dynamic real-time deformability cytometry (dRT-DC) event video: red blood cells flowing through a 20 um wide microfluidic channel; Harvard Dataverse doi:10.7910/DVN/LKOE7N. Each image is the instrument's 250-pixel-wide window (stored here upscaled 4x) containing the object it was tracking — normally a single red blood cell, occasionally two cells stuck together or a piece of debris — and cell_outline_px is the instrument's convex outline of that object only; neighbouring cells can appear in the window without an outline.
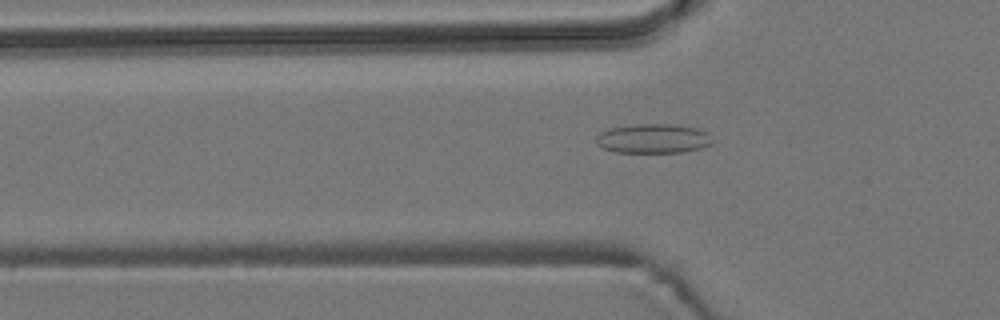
{"species": "common noctule bat (a hibernating species)", "species_latin": "Nyctalus noctula", "temperature_condition": "room temperature", "stored_images_in_passage": 34, "camera_frame_rate_fps": 3000, "um_per_image_px": 0.085, "animal": {"sex": "male", "body_mass_g": 19.2, "forearm_length_mm": 51.8}, "frame": {"image": 1, "passage_image": 12, "time_ms": 3.667, "image_size_px": [1000, 320], "cell_outline_px": [[712, 144], [704, 148], [684, 152], [616, 152], [600, 148], [596, 144], [596, 136], [600, 132], [608, 128], [632, 124], [676, 124], [700, 128], [708, 132], [712, 140]], "centroid_in_image_um": [55.53, 11.77], "position_along_channel_um": 70.3, "area_um2": 20.4}}
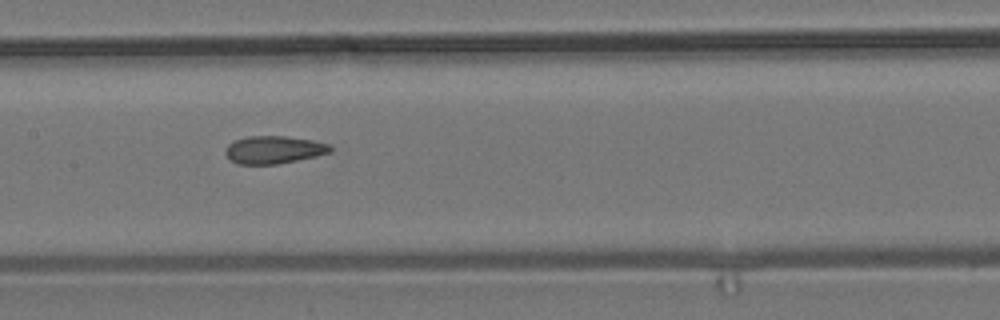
{"frame": {"image": 2, "passage_image": 21, "time_ms": 6.667, "image_size_px": [1000, 320], "cell_outline_px": [[332, 152], [296, 160], [276, 164], [236, 164], [224, 152], [228, 144], [232, 140], [248, 136], [288, 136], [312, 140], [328, 144], [332, 148]], "centroid_in_image_um": [23.25, 12.72], "position_along_channel_um": 184.2, "area_um2": 16.88}}
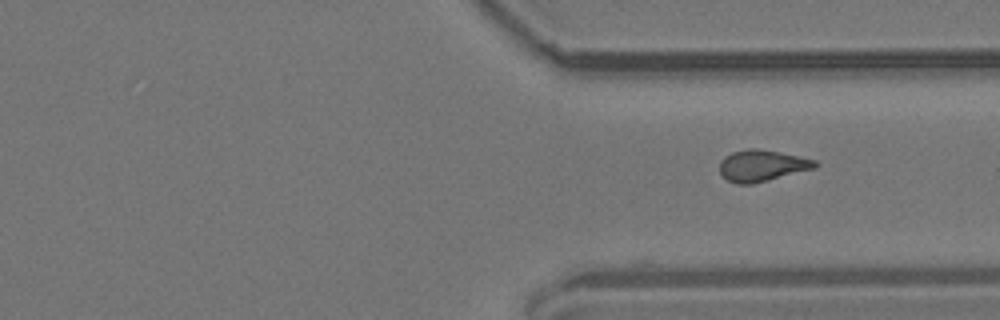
{"frame": {"image": 3, "passage_image": 34, "time_ms": 11.0, "image_size_px": [1000, 320], "cell_outline_px": [[820, 164], [816, 168], [752, 184], [736, 184], [728, 180], [720, 172], [720, 160], [724, 156], [732, 152], [748, 148], [756, 148], [780, 152], [816, 160]], "centroid_in_image_um": [64.78, 14.07], "position_along_channel_um": 346.6, "area_um2": 17.51}}